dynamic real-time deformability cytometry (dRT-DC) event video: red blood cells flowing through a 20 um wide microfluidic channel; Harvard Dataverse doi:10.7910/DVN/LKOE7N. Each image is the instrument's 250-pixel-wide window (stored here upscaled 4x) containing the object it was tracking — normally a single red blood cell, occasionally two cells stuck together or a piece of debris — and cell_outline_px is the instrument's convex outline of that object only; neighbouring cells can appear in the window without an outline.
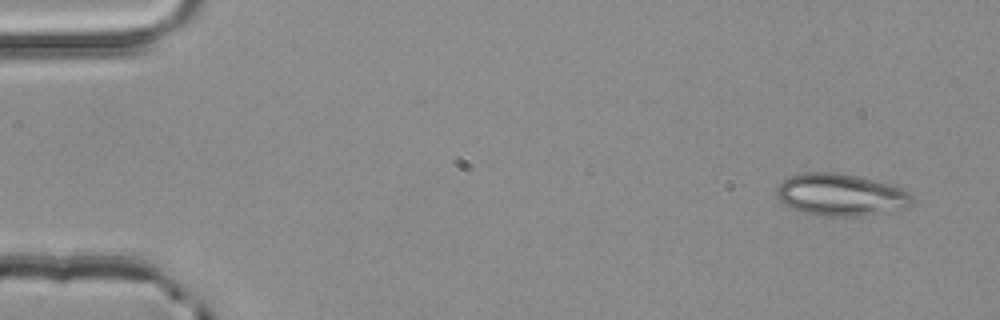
{"species": "common noctule bat (a hibernating species)", "species_latin": "Nyctalus noctula", "temperature_condition": "room temperature", "stored_images_in_passage": 5, "segment_of_instrument_passage": [2, 2], "camera_frame_rate_fps": 3000, "um_per_image_px": 0.085, "animal": {"sex": "male", "body_mass_g": 20.4}, "frame": {"image": 1, "passage_image": 5, "time_ms": 1.333, "image_size_px": [1000, 320], "cell_outline_px": [[912, 204], [904, 208], [860, 216], [816, 216], [788, 208], [776, 196], [776, 188], [788, 176], [804, 172], [836, 172], [856, 176], [904, 188], [912, 196]], "centroid_in_image_um": [71.4, 16.56], "position_along_channel_um": 13.6, "area_um2": 33.35}}